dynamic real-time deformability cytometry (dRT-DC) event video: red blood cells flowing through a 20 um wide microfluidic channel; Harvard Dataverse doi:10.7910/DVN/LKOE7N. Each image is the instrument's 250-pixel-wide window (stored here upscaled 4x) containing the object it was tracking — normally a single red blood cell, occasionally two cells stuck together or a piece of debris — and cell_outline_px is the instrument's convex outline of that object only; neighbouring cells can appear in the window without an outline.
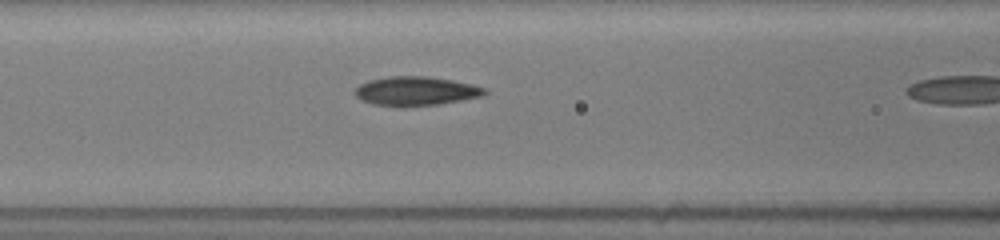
{"species": "common noctule bat (a hibernating species)", "species_latin": "Nyctalus noctula", "temperature_condition": "room temperature", "stored_images_in_passage": 5, "camera_frame_rate_fps": 3000, "um_per_image_px": 0.085, "animal": {"sex": "female", "body_mass_g": 19.5, "forearm_length_mm": 54.1}, "frame": {"image": 1, "passage_image": 4, "time_ms": 0.667, "image_size_px": [1000, 240], "cell_outline_px": [[488, 92], [484, 96], [440, 104], [404, 108], [372, 104], [360, 100], [356, 96], [356, 88], [360, 84], [368, 80], [388, 76], [428, 76], [452, 80], [472, 84], [484, 88]], "centroid_in_image_um": [35.34, 7.76], "position_along_channel_um": 131.3, "area_um2": 22.37}}